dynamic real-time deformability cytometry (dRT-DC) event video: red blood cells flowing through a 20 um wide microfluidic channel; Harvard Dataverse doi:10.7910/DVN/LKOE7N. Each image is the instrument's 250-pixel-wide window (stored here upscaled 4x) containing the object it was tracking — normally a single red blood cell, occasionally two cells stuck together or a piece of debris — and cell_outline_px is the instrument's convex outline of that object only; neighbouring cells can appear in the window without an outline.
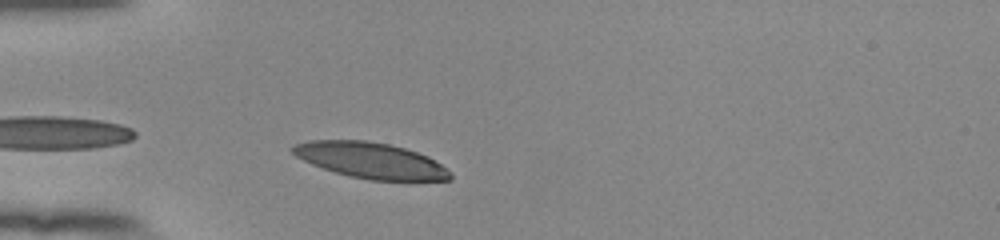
{"species": "human", "species_latin": "Homo sapiens", "temperature_condition": "room temperature", "stored_images_in_passage": 10, "camera_frame_rate_fps": 3000, "um_per_image_px": 0.085, "donor": {"sex": "female"}, "frame": {"image": 1, "passage_image": 2, "time_ms": 0.333, "image_size_px": [1000, 240], "cell_outline_px": [[452, 180], [368, 180], [348, 176], [312, 164], [296, 156], [288, 148], [296, 144], [308, 140], [368, 140], [388, 144], [404, 148], [428, 156], [452, 172]], "centroid_in_image_um": [31.5, 13.63], "position_along_channel_um": 53.5, "area_um2": 32.83}}
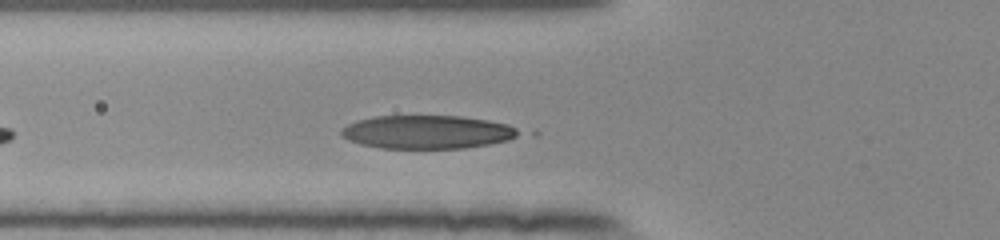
{"frame": {"image": 2, "passage_image": 6, "time_ms": 1.667, "image_size_px": [1000, 240], "cell_outline_px": [[524, 132], [508, 140], [488, 144], [464, 148], [380, 148], [360, 144], [348, 140], [340, 136], [340, 128], [356, 120], [376, 116], [460, 116], [488, 120], [508, 124]], "centroid_in_image_um": [36.28, 11.22], "position_along_channel_um": 89.5, "area_um2": 34.68}}
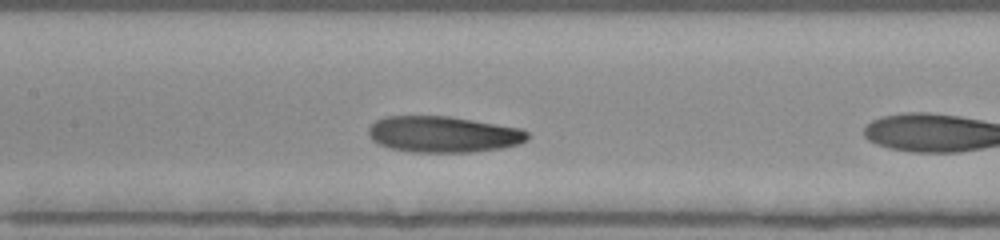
{"frame": {"image": 3, "passage_image": 9, "time_ms": 2.667, "image_size_px": [1000, 240], "cell_outline_px": [[528, 140], [520, 144], [504, 148], [472, 152], [412, 152], [388, 148], [372, 140], [368, 136], [368, 128], [376, 120], [384, 116], [448, 116], [520, 128], [528, 132]], "centroid_in_image_um": [37.67, 11.42], "position_along_channel_um": 169.7, "area_um2": 33.7}}